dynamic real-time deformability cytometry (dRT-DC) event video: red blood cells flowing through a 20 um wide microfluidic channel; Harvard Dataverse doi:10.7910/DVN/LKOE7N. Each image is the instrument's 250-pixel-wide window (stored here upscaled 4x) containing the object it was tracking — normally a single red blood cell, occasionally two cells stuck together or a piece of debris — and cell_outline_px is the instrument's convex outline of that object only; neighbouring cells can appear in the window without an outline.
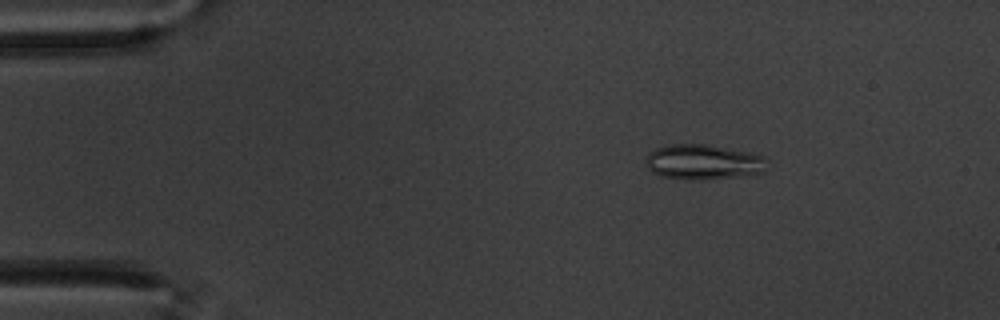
{"species": "common noctule bat (a hibernating species)", "species_latin": "Nyctalus noctula", "temperature_condition": "warm", "stored_images_in_passage": 17, "camera_frame_rate_fps": 3000, "um_per_image_px": 0.085, "animal": {"sex": "male", "body_mass_g": 20.1, "forearm_length_mm": 53.5}, "frame": {"image": 1, "passage_image": 8, "time_ms": 2.333, "image_size_px": [1000, 320], "cell_outline_px": [[764, 172], [744, 176], [704, 180], [688, 180], [660, 176], [652, 172], [648, 168], [648, 152], [656, 148], [668, 144], [704, 144], [756, 152], [764, 156]], "centroid_in_image_um": [59.8, 13.77], "position_along_channel_um": 25.2, "area_um2": 25.09}}